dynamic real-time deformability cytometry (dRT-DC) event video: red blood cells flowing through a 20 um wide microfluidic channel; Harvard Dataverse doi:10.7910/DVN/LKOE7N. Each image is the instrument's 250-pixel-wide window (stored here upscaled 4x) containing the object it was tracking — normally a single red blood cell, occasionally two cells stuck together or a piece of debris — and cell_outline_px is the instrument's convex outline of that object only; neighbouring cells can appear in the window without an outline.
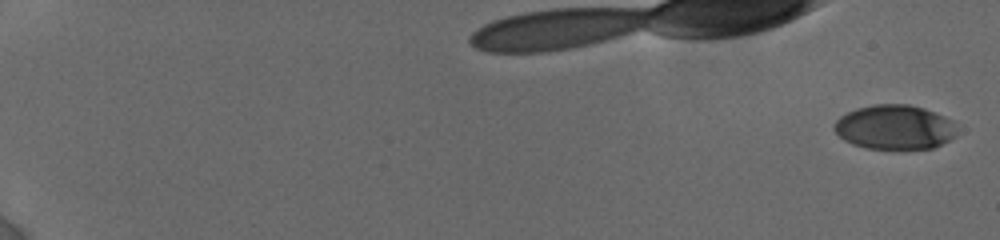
{"species": "human", "species_latin": "Homo sapiens", "temperature_condition": "cold", "stored_images_in_passage": 19, "camera_frame_rate_fps": 3000, "um_per_image_px": 0.085, "donor": {"sex": "female"}, "frame": {"image": 1, "passage_image": 1, "time_ms": 0.0, "image_size_px": [1000, 240], "cell_outline_px": [[952, 136], [948, 140], [932, 148], [868, 148], [852, 144], [844, 140], [832, 128], [832, 124], [840, 116], [856, 108], [876, 104], [908, 104], [924, 108], [944, 116], [952, 120]], "centroid_in_image_um": [75.96, 10.79], "position_along_channel_um": 9.0, "area_um2": 31.27}}
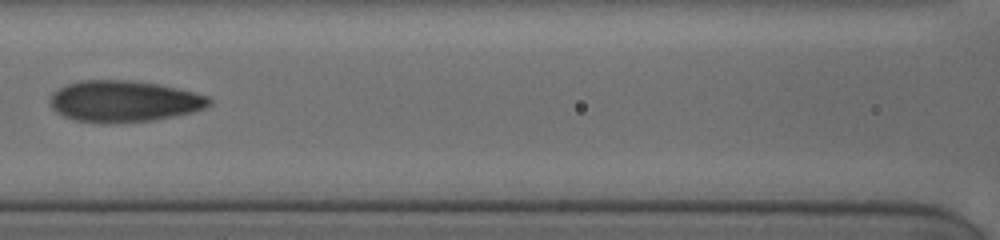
{"frame": {"image": 2, "passage_image": 18, "time_ms": 9.667, "image_size_px": [1000, 240], "cell_outline_px": [[212, 104], [204, 108], [192, 112], [152, 120], [104, 124], [76, 120], [64, 116], [56, 112], [52, 108], [52, 92], [68, 84], [80, 80], [128, 80], [160, 84], [208, 96], [212, 100]], "centroid_in_image_um": [10.54, 8.61], "position_along_channel_um": 156.1, "area_um2": 38.15}}
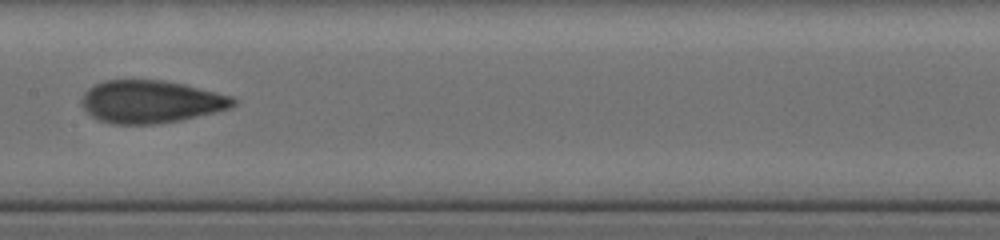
{"frame": {"image": 3, "passage_image": 19, "time_ms": 10.667, "image_size_px": [1000, 240], "cell_outline_px": [[236, 104], [232, 108], [216, 112], [180, 120], [156, 124], [112, 124], [100, 120], [92, 116], [80, 104], [80, 100], [84, 92], [88, 88], [104, 80], [164, 80], [184, 84], [232, 96], [236, 100]], "centroid_in_image_um": [12.82, 8.64], "position_along_channel_um": 194.6, "area_um2": 37.8}}